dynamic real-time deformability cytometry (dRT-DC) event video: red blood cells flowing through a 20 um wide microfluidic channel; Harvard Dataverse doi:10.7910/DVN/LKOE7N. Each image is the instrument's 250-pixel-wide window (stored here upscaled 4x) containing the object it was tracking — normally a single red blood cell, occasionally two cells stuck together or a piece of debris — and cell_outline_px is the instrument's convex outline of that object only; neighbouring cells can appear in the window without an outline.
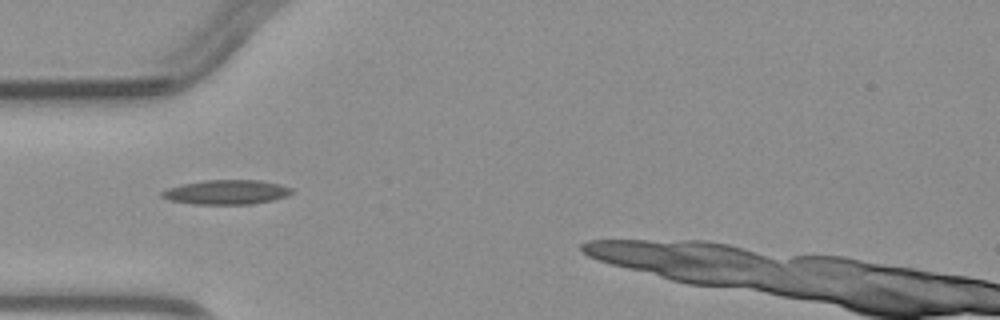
{"species": "common noctule bat (a hibernating species)", "species_latin": "Nyctalus noctula", "temperature_condition": "warm", "stored_images_in_passage": 2, "camera_frame_rate_fps": 3000, "um_per_image_px": 0.085, "animal": {"sex": "male", "body_mass_g": 23.1, "forearm_length_mm": 52.7}, "frame": {"image": 1, "passage_image": 2, "time_ms": 2.0, "image_size_px": [1000, 320], "cell_outline_px": [[292, 192], [288, 196], [272, 200], [252, 204], [192, 204], [168, 200], [160, 196], [160, 192], [168, 188], [180, 184], [204, 180], [260, 180], [280, 184], [292, 188]], "centroid_in_image_um": [19.22, 16.33], "position_along_channel_um": 65.8, "area_um2": 18.67}}